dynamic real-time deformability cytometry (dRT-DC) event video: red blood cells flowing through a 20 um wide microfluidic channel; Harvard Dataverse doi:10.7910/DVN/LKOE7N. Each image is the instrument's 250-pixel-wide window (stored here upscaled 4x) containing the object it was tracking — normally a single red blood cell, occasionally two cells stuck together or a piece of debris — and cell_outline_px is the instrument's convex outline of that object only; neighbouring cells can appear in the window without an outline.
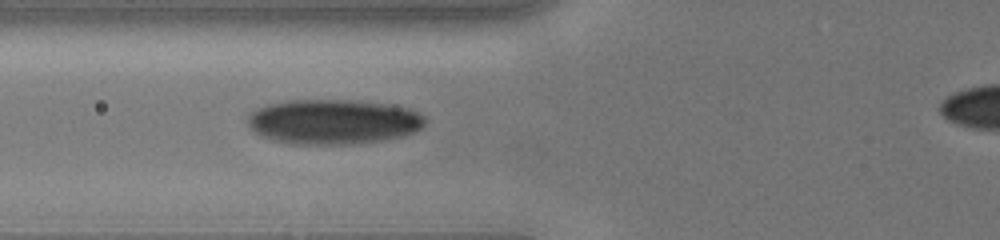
{"species": "human", "species_latin": "Homo sapiens", "temperature_condition": "cold", "stored_images_in_passage": 8, "camera_frame_rate_fps": 3000, "um_per_image_px": 0.085, "donor": {"sex": "male"}, "frame": {"image": 1, "passage_image": 6, "time_ms": 3.333, "image_size_px": [1000, 240], "cell_outline_px": [[428, 120], [420, 128], [404, 136], [376, 140], [344, 144], [288, 144], [272, 140], [260, 136], [248, 124], [248, 116], [252, 112], [268, 104], [284, 100], [356, 100], [388, 104], [408, 108], [424, 116]], "centroid_in_image_um": [28.31, 10.34], "position_along_channel_um": 97.5, "area_um2": 46.24}}